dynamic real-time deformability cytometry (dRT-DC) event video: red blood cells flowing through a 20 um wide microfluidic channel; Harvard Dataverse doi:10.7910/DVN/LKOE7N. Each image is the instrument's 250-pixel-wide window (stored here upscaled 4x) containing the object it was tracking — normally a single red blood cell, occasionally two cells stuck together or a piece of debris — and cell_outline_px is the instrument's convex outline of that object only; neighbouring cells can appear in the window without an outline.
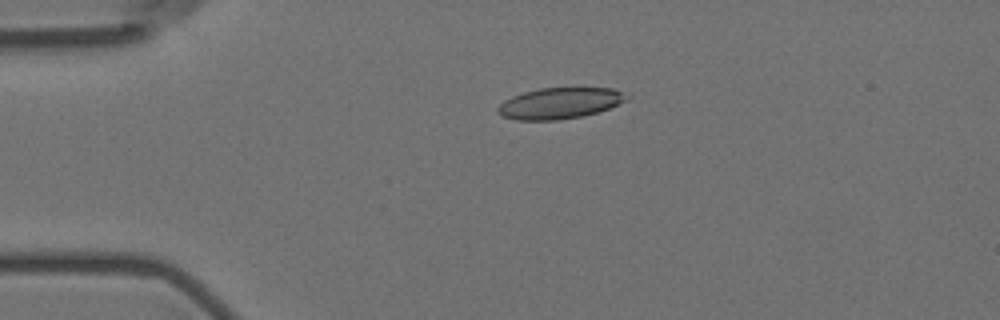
{"species": "Egyptian fruit bat (a non-hibernating species)", "species_latin": "Rousettus aegyptiacus", "temperature_condition": "room temperature", "stored_images_in_passage": 5, "camera_frame_rate_fps": 3000, "um_per_image_px": 0.085, "animal": {"sex": "female"}, "frame": {"image": 1, "passage_image": 4, "time_ms": 3.667, "image_size_px": [1000, 320], "cell_outline_px": [[632, 96], [628, 100], [608, 108], [596, 112], [580, 116], [556, 120], [516, 120], [500, 116], [496, 112], [496, 108], [504, 100], [512, 96], [524, 92], [540, 88], [612, 88]], "centroid_in_image_um": [47.55, 8.77], "position_along_channel_um": 37.5, "area_um2": 23.35}}